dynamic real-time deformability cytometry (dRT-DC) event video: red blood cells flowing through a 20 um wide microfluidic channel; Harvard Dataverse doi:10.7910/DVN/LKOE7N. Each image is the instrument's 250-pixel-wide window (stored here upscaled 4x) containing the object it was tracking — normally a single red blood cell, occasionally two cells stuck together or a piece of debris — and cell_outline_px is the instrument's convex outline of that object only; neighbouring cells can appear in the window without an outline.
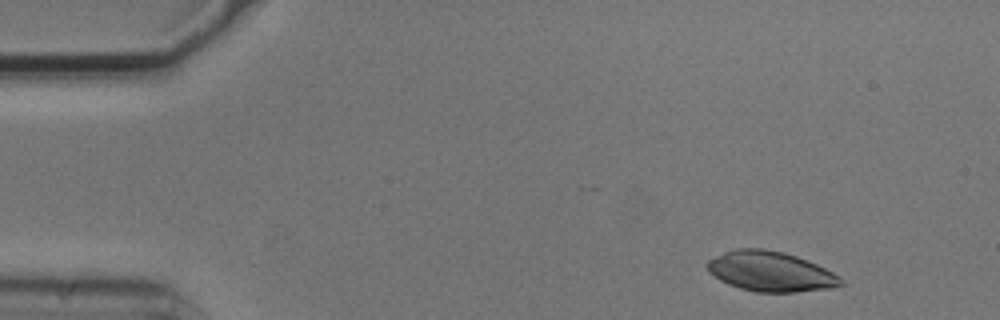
{"species": "common noctule bat (a hibernating species)", "species_latin": "Nyctalus noctula", "temperature_condition": "cold", "stored_images_in_passage": 10, "camera_frame_rate_fps": 3000, "um_per_image_px": 0.085, "animal": {"sex": "male", "body_mass_g": 20.5, "forearm_length_mm": 52.5}, "frame": {"image": 1, "passage_image": 2, "time_ms": 0.333, "image_size_px": [1000, 320], "cell_outline_px": [[844, 284], [832, 288], [796, 292], [756, 292], [740, 288], [728, 284], [720, 280], [708, 272], [704, 264], [708, 260], [724, 252], [736, 248], [764, 248], [784, 252], [796, 256], [816, 264], [840, 276], [844, 280]], "centroid_in_image_um": [65.48, 23.07], "position_along_channel_um": 19.5, "area_um2": 31.33}}